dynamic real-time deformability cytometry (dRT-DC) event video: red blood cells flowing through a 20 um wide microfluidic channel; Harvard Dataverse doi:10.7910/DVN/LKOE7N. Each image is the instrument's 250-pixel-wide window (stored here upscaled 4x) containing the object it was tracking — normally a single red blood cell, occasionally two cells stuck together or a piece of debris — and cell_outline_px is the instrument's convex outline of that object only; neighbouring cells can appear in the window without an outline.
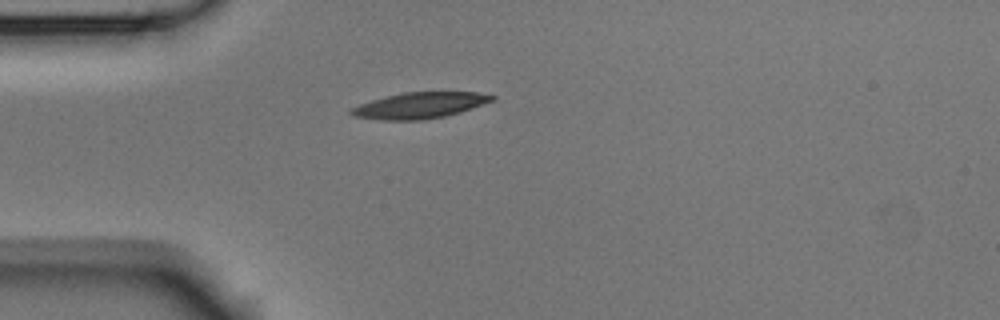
{"species": "Egyptian fruit bat (a non-hibernating species)", "species_latin": "Rousettus aegyptiacus", "temperature_condition": "room temperature", "stored_images_in_passage": 1, "camera_frame_rate_fps": 3000, "um_per_image_px": 0.085, "animal": {"sex": "male"}, "frame": {"image": 1, "passage_image": 1, "time_ms": 0.0, "image_size_px": [1000, 320], "cell_outline_px": [[496, 100], [460, 112], [444, 116], [420, 120], [380, 120], [352, 116], [348, 112], [352, 108], [360, 104], [372, 100], [404, 92], [476, 92], [496, 96]], "centroid_in_image_um": [35.69, 8.96], "position_along_channel_um": 49.3, "area_um2": 21.27}}